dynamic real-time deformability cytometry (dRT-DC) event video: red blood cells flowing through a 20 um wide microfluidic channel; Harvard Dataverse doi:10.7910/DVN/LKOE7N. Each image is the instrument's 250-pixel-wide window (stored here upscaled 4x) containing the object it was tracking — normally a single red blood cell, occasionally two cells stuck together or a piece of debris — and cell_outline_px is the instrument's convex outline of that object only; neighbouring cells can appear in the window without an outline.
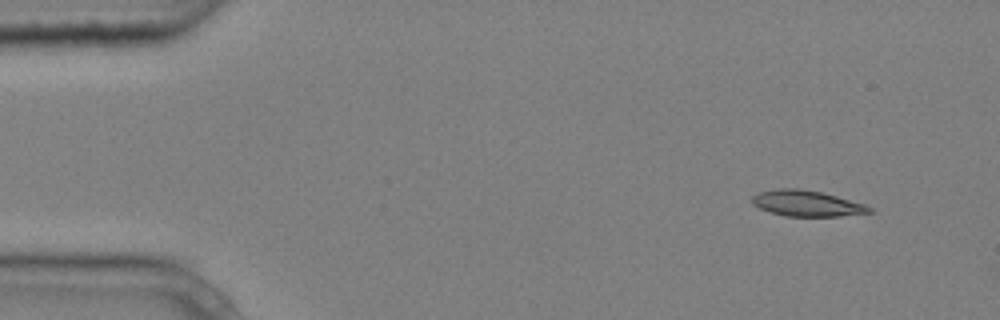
{"species": "common noctule bat (a hibernating species)", "species_latin": "Nyctalus noctula", "temperature_condition": "cold", "stored_images_in_passage": 8, "camera_frame_rate_fps": 3000, "um_per_image_px": 0.085, "animal": {"sex": "male", "body_mass_g": 20.4}, "frame": {"image": 1, "passage_image": 1, "time_ms": 0.0, "image_size_px": [1000, 320], "cell_outline_px": [[876, 212], [840, 216], [784, 216], [760, 208], [752, 204], [752, 196], [756, 192], [776, 188], [800, 188], [820, 192], [836, 196], [864, 204], [872, 208]], "centroid_in_image_um": [68.56, 17.28], "position_along_channel_um": 16.4, "area_um2": 17.74}}
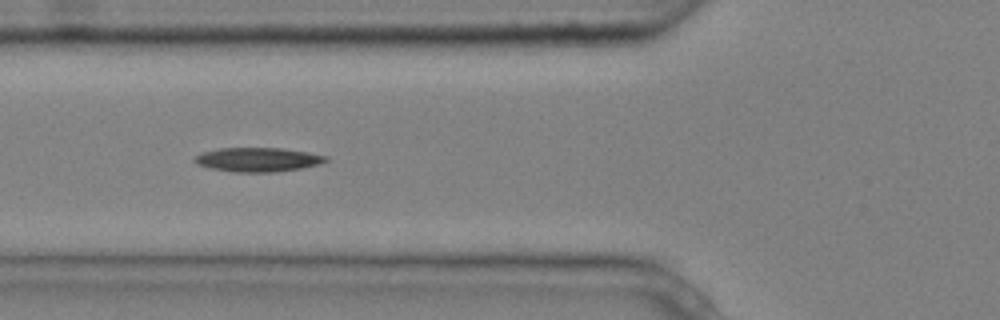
{"frame": {"image": 2, "passage_image": 4, "time_ms": 1.0, "image_size_px": [1000, 320], "cell_outline_px": [[328, 160], [320, 164], [300, 168], [276, 172], [232, 172], [212, 168], [196, 164], [192, 160], [196, 156], [204, 152], [220, 148], [280, 148], [308, 152], [328, 156]], "centroid_in_image_um": [21.93, 13.57], "position_along_channel_um": 103.9, "area_um2": 18.38}}
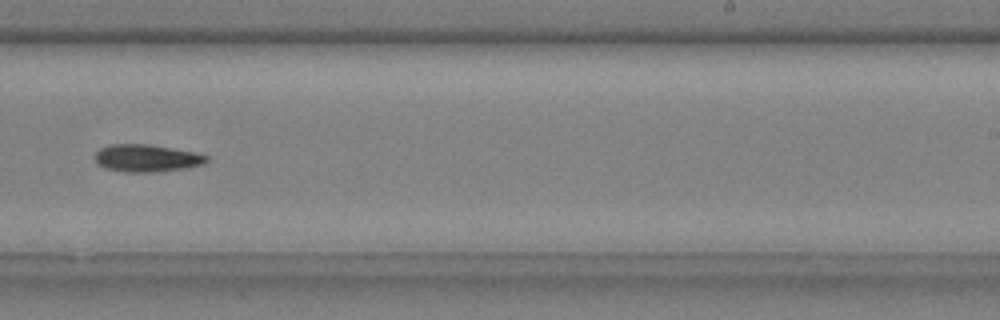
{"frame": {"image": 3, "passage_image": 8, "time_ms": 2.333, "image_size_px": [1000, 320], "cell_outline_px": [[212, 160], [204, 164], [188, 168], [152, 172], [124, 172], [104, 168], [96, 160], [96, 152], [100, 148], [108, 144], [148, 144], [196, 152], [208, 156]], "centroid_in_image_um": [12.52, 13.44], "position_along_channel_um": 276.5, "area_um2": 17.98}}